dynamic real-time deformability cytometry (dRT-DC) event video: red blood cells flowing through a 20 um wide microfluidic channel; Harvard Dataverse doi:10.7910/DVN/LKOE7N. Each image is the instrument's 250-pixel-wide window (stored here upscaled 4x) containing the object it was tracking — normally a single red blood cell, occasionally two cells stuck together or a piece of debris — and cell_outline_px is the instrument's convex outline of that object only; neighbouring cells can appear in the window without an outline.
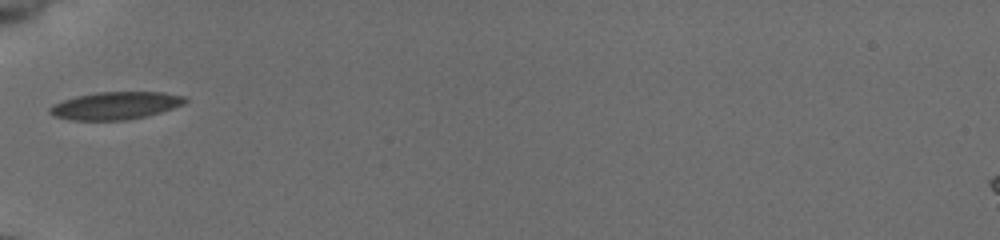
{"species": "common noctule bat (a hibernating species)", "species_latin": "Nyctalus noctula", "temperature_condition": "cold", "stored_images_in_passage": 34, "camera_frame_rate_fps": 3000, "um_per_image_px": 0.085, "animal": {"sex": "female", "body_mass_g": 19.5, "forearm_length_mm": 54.1}, "frame": {"image": 1, "passage_image": 1, "time_ms": 0.0, "image_size_px": [1000, 240], "cell_outline_px": [[188, 100], [184, 104], [160, 112], [128, 120], [72, 120], [52, 116], [48, 112], [48, 108], [52, 104], [76, 96], [96, 92], [164, 92], [184, 96]], "centroid_in_image_um": [9.78, 8.97], "position_along_channel_um": 75.2, "area_um2": 21.79}}
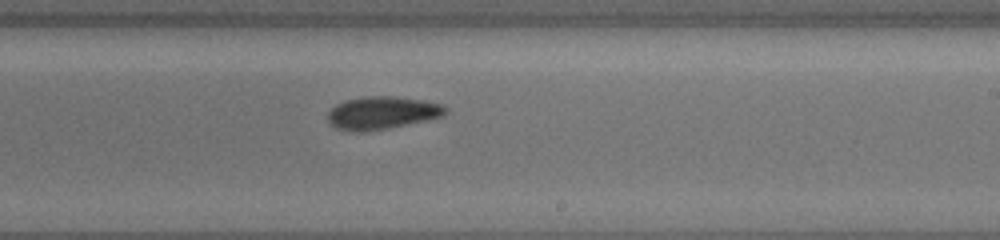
{"frame": {"image": 2, "passage_image": 15, "time_ms": 4.667, "image_size_px": [1000, 240], "cell_outline_px": [[448, 112], [444, 116], [428, 120], [388, 128], [364, 132], [352, 132], [336, 128], [328, 120], [328, 112], [336, 104], [344, 100], [368, 96], [392, 96], [424, 100], [444, 104], [448, 108]], "centroid_in_image_um": [32.52, 9.59], "position_along_channel_um": 256.5, "area_um2": 22.72}}
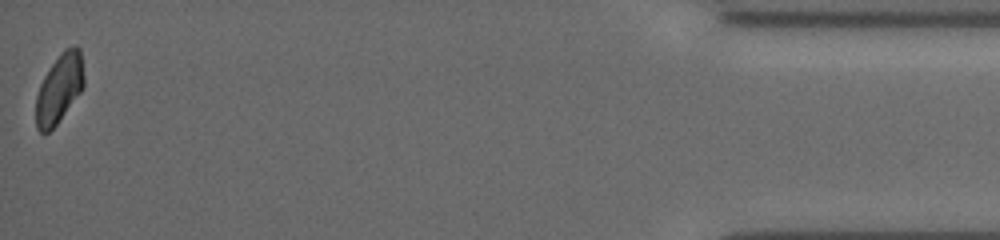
{"frame": {"image": 3, "passage_image": 34, "time_ms": 11.0, "image_size_px": [1000, 240], "cell_outline_px": [[84, 88], [56, 124], [48, 132], [40, 132], [36, 128], [36, 96], [40, 84], [44, 76], [60, 52], [64, 48], [72, 44], [76, 44], [80, 48], [84, 76]], "centroid_in_image_um": [5.06, 7.47], "position_along_channel_um": 430.1, "area_um2": 19.42}, "authors_computed_cell_mechanics": {"area_um2": 21.386, "velocity_mm_per_s": 3.9264, "shape_relaxation_time_tau1_ms": 2.5679, "shape_relaxation_time_tau2_ms": 5.464, "deformation_change_tau1": 0.1266, "deformation_change_tau2": 0.0864}}